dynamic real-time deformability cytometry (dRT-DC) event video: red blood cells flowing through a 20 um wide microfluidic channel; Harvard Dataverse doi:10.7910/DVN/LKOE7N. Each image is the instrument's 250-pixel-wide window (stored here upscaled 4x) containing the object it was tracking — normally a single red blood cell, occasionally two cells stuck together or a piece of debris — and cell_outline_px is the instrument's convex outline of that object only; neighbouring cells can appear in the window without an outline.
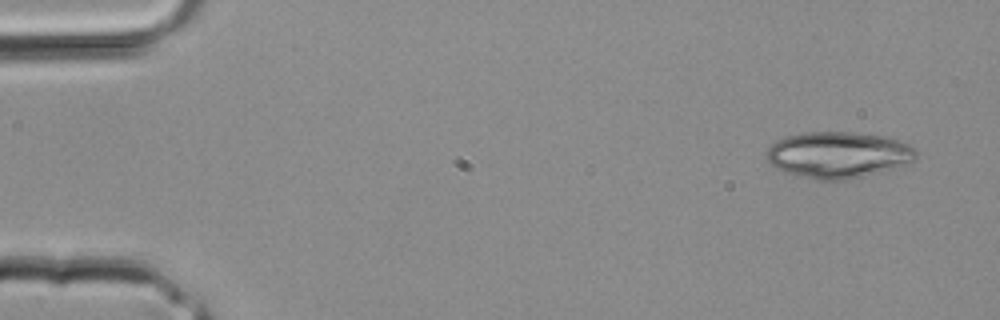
{"species": "common noctule bat (a hibernating species)", "species_latin": "Nyctalus noctula", "temperature_condition": "room temperature", "stored_images_in_passage": 3, "camera_frame_rate_fps": 3000, "um_per_image_px": 0.085, "animal": {"sex": "male", "body_mass_g": 20.4}, "frame": {"image": 1, "passage_image": 1, "time_ms": 0.0, "image_size_px": [1000, 320], "cell_outline_px": [[916, 160], [892, 168], [848, 180], [816, 180], [788, 172], [768, 164], [764, 160], [768, 148], [772, 144], [784, 136], [804, 132], [852, 132], [884, 136], [900, 140], [908, 144], [916, 152]], "centroid_in_image_um": [71.21, 13.15], "position_along_channel_um": 13.8, "area_um2": 40.29}}